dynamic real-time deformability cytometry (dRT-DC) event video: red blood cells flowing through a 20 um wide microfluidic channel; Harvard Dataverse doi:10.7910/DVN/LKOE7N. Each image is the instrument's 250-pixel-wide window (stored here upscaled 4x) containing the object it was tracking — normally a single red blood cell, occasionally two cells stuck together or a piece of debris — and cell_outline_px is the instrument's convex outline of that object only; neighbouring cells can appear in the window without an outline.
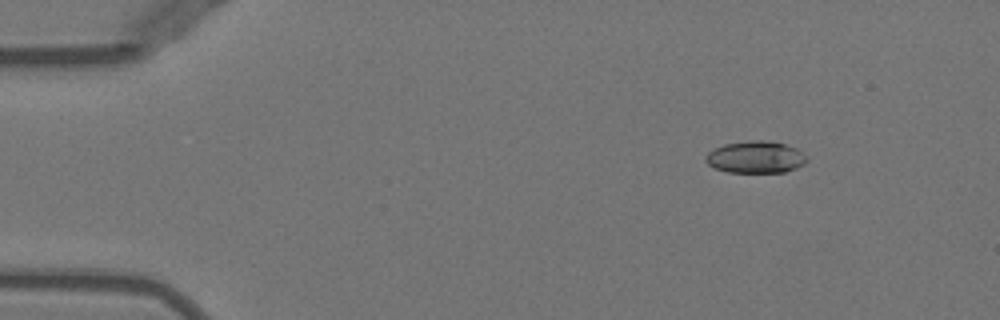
{"species": "Egyptian fruit bat (a non-hibernating species)", "species_latin": "Rousettus aegyptiacus", "temperature_condition": "warm", "stored_images_in_passage": 46, "camera_frame_rate_fps": 3000, "um_per_image_px": 0.085, "animal": {"sex": "female"}, "frame": {"image": 1, "passage_image": 1, "time_ms": 0.0, "image_size_px": [1000, 320], "cell_outline_px": [[808, 160], [804, 164], [796, 168], [784, 172], [728, 172], [716, 168], [708, 164], [704, 160], [704, 156], [708, 152], [724, 144], [748, 140], [764, 140], [784, 144], [796, 148], [808, 156]], "centroid_in_image_um": [64.23, 13.35], "position_along_channel_um": 20.8, "area_um2": 18.9}}
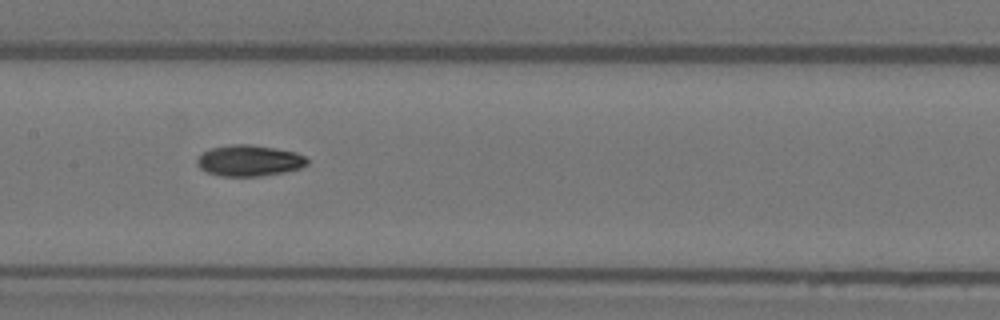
{"frame": {"image": 2, "passage_image": 20, "time_ms": 6.333, "image_size_px": [1000, 320], "cell_outline_px": [[308, 164], [300, 168], [284, 172], [260, 176], [220, 176], [208, 172], [200, 168], [196, 164], [196, 160], [204, 152], [212, 148], [232, 144], [252, 144], [276, 148], [296, 152], [304, 156], [308, 160]], "centroid_in_image_um": [21.2, 13.65], "position_along_channel_um": 186.2, "area_um2": 19.94}}
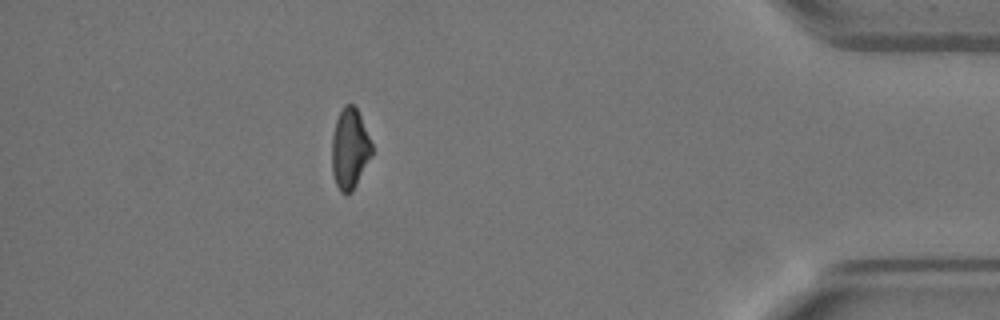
{"frame": {"image": 3, "passage_image": 40, "time_ms": 13.0, "image_size_px": [1000, 320], "cell_outline_px": [[372, 156], [352, 192], [344, 196], [340, 192], [336, 184], [332, 172], [332, 136], [336, 120], [344, 104], [352, 104], [356, 108], [360, 116], [372, 144]], "centroid_in_image_um": [29.72, 12.69], "position_along_channel_um": 405.5, "area_um2": 18.79}, "authors_computed_cell_mechanics": {"area_um2": 19.4208, "velocity_mm_per_s": 3.9984, "shape_relaxation_time_tau1_ms": 6.3272, "shape_relaxation_time_tau2_ms": 6.8971, "deformation_change_tau1": 0.1767, "deformation_change_tau2": 0.1209}}